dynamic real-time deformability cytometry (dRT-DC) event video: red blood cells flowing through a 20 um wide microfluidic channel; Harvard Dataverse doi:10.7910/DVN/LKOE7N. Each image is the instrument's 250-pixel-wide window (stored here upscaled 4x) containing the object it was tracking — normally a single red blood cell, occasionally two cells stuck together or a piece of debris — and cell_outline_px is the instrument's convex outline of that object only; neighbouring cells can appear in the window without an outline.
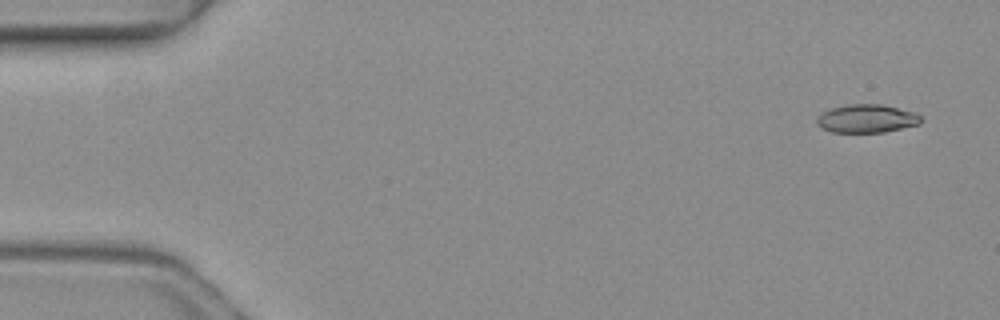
{"species": "common noctule bat (a hibernating species)", "species_latin": "Nyctalus noctula", "temperature_condition": "warm", "stored_images_in_passage": 5, "camera_frame_rate_fps": 3000, "um_per_image_px": 0.085, "animal": {"sex": "female", "body_mass_g": 19.3, "forearm_length_mm": 54.1}, "frame": {"image": 1, "passage_image": 1, "time_ms": 0.0, "image_size_px": [1000, 320], "cell_outline_px": [[920, 124], [884, 132], [832, 132], [816, 124], [816, 116], [828, 108], [848, 104], [884, 104], [916, 112], [920, 116]], "centroid_in_image_um": [73.65, 10.06], "position_along_channel_um": 11.4, "area_um2": 17.34}}
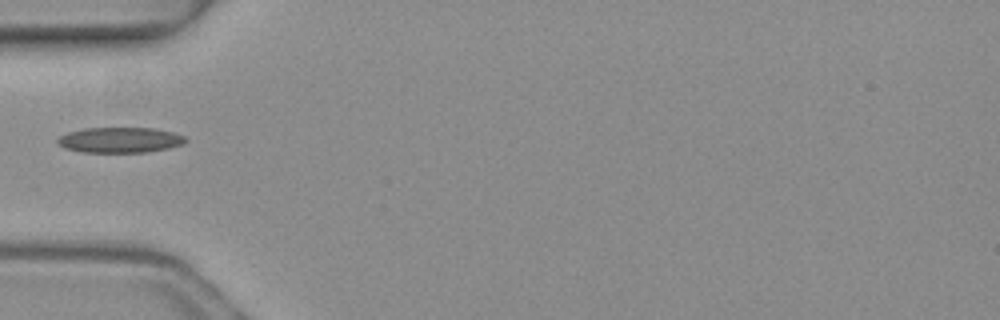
{"frame": {"image": 2, "passage_image": 4, "time_ms": 1.0, "image_size_px": [1000, 320], "cell_outline_px": [[188, 140], [184, 144], [168, 148], [148, 152], [84, 152], [64, 148], [56, 140], [60, 136], [68, 132], [84, 128], [152, 128], [172, 132], [184, 136]], "centroid_in_image_um": [10.21, 11.9], "position_along_channel_um": 74.8, "area_um2": 18.9}}
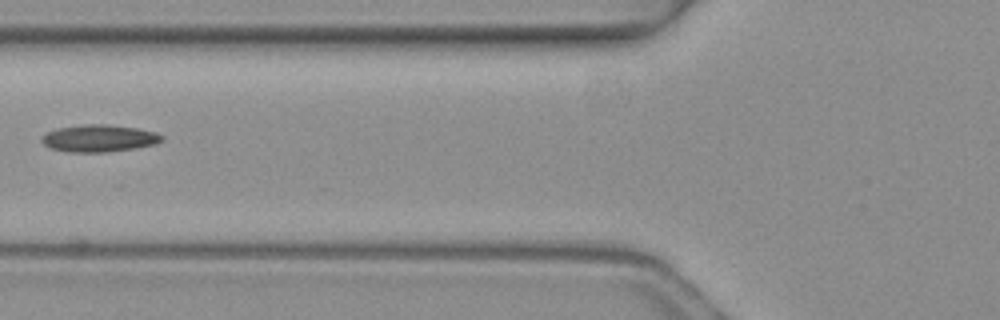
{"frame": {"image": 3, "passage_image": 5, "time_ms": 1.333, "image_size_px": [1000, 320], "cell_outline_px": [[164, 140], [156, 144], [136, 148], [108, 152], [68, 152], [48, 148], [40, 140], [48, 132], [56, 128], [84, 124], [108, 124], [136, 128], [156, 132], [164, 136]], "centroid_in_image_um": [8.44, 11.76], "position_along_channel_um": 117.4, "area_um2": 19.19}}